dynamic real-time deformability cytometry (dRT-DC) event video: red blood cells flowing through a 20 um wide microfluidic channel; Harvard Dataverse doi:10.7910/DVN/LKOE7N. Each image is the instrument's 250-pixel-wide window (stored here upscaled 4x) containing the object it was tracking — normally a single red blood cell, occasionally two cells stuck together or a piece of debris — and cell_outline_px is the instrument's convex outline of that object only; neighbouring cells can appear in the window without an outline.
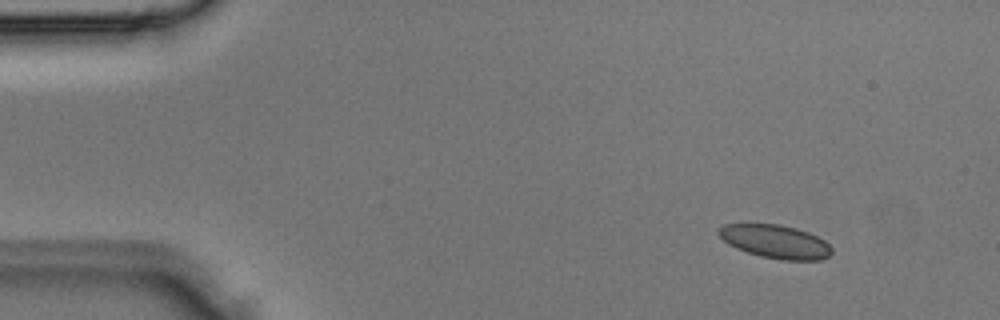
{"species": "Egyptian fruit bat (a non-hibernating species)", "species_latin": "Rousettus aegyptiacus", "temperature_condition": "room temperature", "stored_images_in_passage": 3, "segment_of_instrument_passage": [2, 2], "camera_frame_rate_fps": 3000, "um_per_image_px": 0.085, "animal": {"sex": "male"}, "frame": {"image": 1, "passage_image": 3, "time_ms": 0.667, "image_size_px": [1000, 320], "cell_outline_px": [[832, 252], [828, 256], [820, 260], [780, 260], [760, 256], [736, 248], [728, 244], [716, 232], [724, 224], [780, 224], [796, 228], [808, 232], [824, 240], [832, 248]], "centroid_in_image_um": [65.91, 20.53], "position_along_channel_um": 19.1, "area_um2": 21.96}}